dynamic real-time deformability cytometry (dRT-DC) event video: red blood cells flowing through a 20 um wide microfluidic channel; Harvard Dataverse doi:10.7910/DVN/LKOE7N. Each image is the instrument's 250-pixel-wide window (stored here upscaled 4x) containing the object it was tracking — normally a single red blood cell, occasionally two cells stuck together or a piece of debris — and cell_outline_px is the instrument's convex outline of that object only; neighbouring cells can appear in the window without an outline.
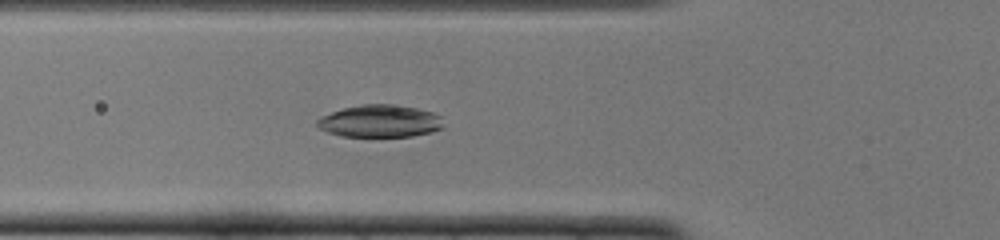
{"species": "common noctule bat (a hibernating species)", "species_latin": "Nyctalus noctula", "temperature_condition": "cold", "stored_images_in_passage": 43, "camera_frame_rate_fps": 3000, "um_per_image_px": 0.085, "animal": {"sex": "female", "body_mass_g": 22.0, "forearm_length_mm": 56.7}, "frame": {"image": 1, "passage_image": 17, "time_ms": 5.333, "image_size_px": [1000, 240], "cell_outline_px": [[444, 128], [432, 132], [412, 136], [340, 136], [328, 132], [320, 128], [316, 124], [316, 120], [320, 116], [344, 108], [360, 104], [388, 104], [416, 108], [432, 112], [440, 116]], "centroid_in_image_um": [32.29, 10.3], "position_along_channel_um": 93.5, "area_um2": 23.76}}
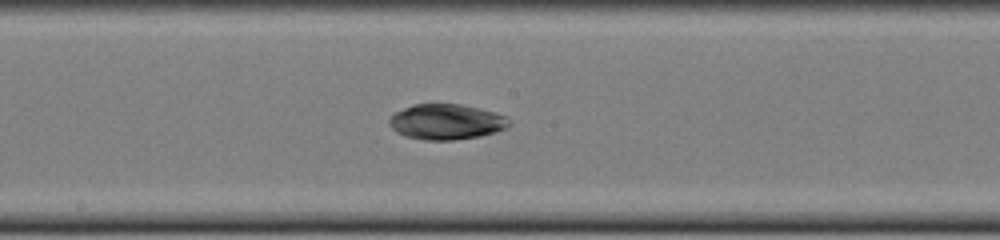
{"frame": {"image": 2, "passage_image": 26, "time_ms": 8.333, "image_size_px": [1000, 240], "cell_outline_px": [[512, 124], [508, 128], [496, 132], [480, 136], [452, 140], [424, 140], [404, 136], [396, 132], [388, 124], [388, 120], [396, 112], [412, 104], [460, 104], [496, 112], [508, 116], [512, 120]], "centroid_in_image_um": [37.99, 10.36], "position_along_channel_um": 210.2, "area_um2": 25.09}}
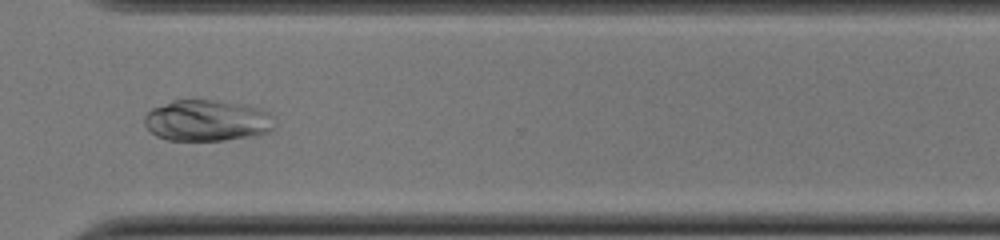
{"frame": {"image": 3, "passage_image": 37, "time_ms": 12.0, "image_size_px": [1000, 240], "cell_outline_px": [[272, 128], [268, 132], [256, 136], [224, 140], [168, 140], [156, 136], [144, 124], [144, 116], [152, 108], [172, 100], [220, 100], [260, 108], [268, 112], [272, 116]], "centroid_in_image_um": [17.58, 10.24], "position_along_channel_um": 353.0, "area_um2": 31.27}, "authors_computed_cell_mechanics": {"area_um2": 26.7036, "velocity_mm_per_s": 3.8847, "shape_relaxation_time_tau1_ms": 5.4209, "shape_relaxation_time_tau2_ms": null, "deformation_change_tau1": 0.1101, "deformation_change_tau2": null}}